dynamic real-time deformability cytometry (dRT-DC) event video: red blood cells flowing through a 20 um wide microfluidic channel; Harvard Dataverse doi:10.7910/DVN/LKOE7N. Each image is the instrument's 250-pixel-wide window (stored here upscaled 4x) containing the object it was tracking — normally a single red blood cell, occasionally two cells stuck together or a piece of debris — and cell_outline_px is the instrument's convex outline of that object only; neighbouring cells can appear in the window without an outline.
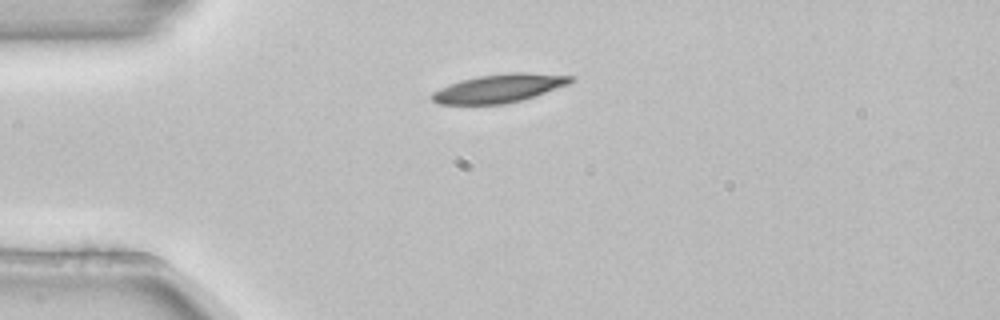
{"species": "common noctule bat (a hibernating species)", "species_latin": "Nyctalus noctula", "temperature_condition": "room temperature", "stored_images_in_passage": 1, "camera_frame_rate_fps": 3000, "um_per_image_px": 0.085, "animal": {"sex": "female", "body_mass_g": 22.7, "forearm_length_mm": 54.2}, "frame": {"image": 1, "passage_image": 1, "time_ms": 0.0, "image_size_px": [1000, 320], "cell_outline_px": [[576, 80], [568, 84], [520, 100], [504, 104], [440, 104], [432, 100], [432, 92], [448, 84], [460, 80], [480, 76], [512, 72], [528, 72], [576, 76]], "centroid_in_image_um": [42.43, 7.49], "position_along_channel_um": 42.6, "area_um2": 22.77}}